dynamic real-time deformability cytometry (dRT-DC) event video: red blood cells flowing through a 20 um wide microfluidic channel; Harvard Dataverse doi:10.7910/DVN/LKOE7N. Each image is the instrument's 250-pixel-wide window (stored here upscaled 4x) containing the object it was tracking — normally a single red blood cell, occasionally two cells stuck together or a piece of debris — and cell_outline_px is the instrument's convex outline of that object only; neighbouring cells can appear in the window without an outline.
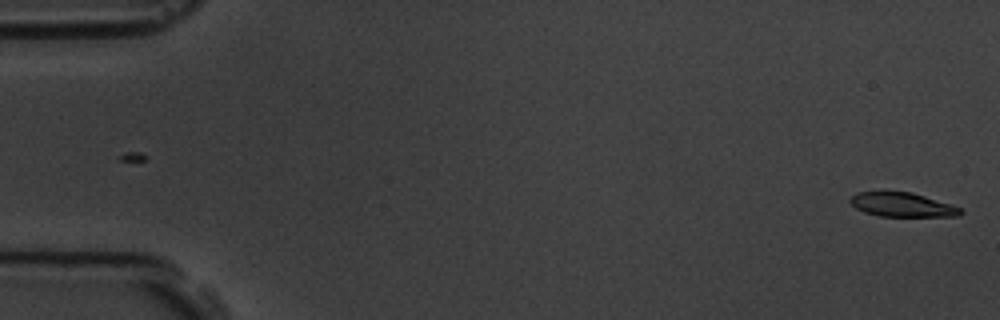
{"species": "common noctule bat (a hibernating species)", "species_latin": "Nyctalus noctula", "temperature_condition": "room temperature", "stored_images_in_passage": 57, "camera_frame_rate_fps": 3000, "um_per_image_px": 0.085, "animal": {"sex": "male", "body_mass_g": 19.5, "forearm_length_mm": 54.6}, "frame": {"image": 1, "passage_image": 1, "time_ms": 0.0, "image_size_px": [1000, 320], "cell_outline_px": [[964, 212], [960, 216], [880, 216], [864, 212], [856, 208], [848, 200], [856, 192], [884, 188], [912, 192], [952, 204], [960, 208]], "centroid_in_image_um": [76.63, 17.34], "position_along_channel_um": 8.4, "area_um2": 16.3}}
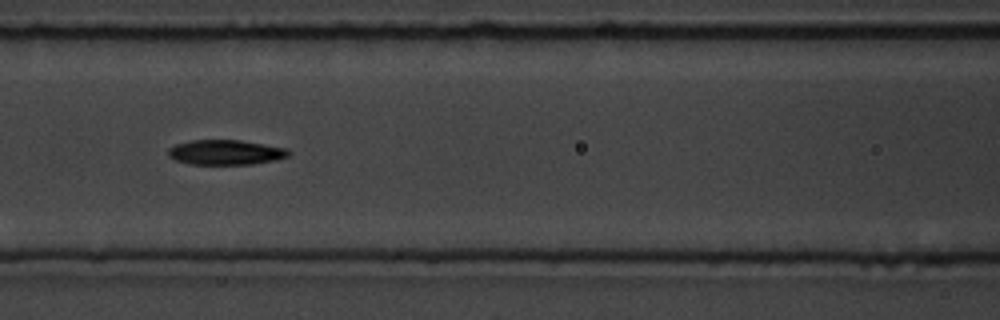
{"frame": {"image": 2, "passage_image": 25, "time_ms": 8.0, "image_size_px": [1000, 320], "cell_outline_px": [[292, 152], [288, 156], [276, 160], [252, 164], [188, 164], [176, 160], [168, 156], [168, 148], [176, 144], [192, 140], [240, 140], [288, 148]], "centroid_in_image_um": [19.2, 12.95], "position_along_channel_um": 147.4, "area_um2": 17.57}}
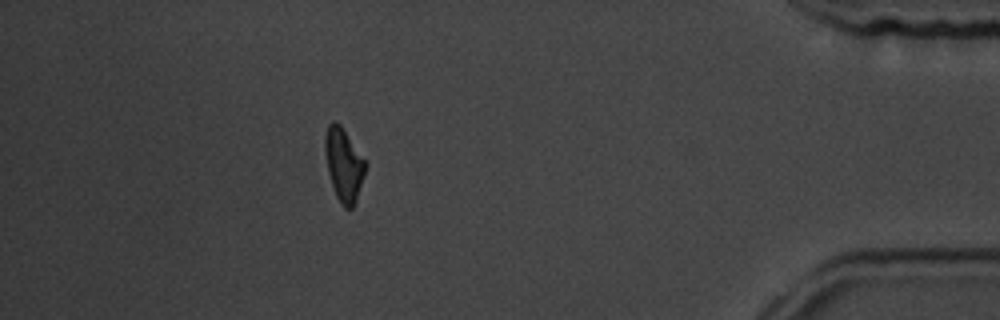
{"frame": {"image": 3, "passage_image": 51, "time_ms": 16.667, "image_size_px": [1000, 320], "cell_outline_px": [[364, 176], [356, 200], [352, 208], [344, 208], [340, 204], [336, 196], [328, 172], [324, 148], [324, 136], [328, 124], [332, 120], [340, 124], [364, 160]], "centroid_in_image_um": [29.18, 13.99], "position_along_channel_um": 406.0, "area_um2": 16.82}, "authors_computed_cell_mechanics": {"area_um2": 17.3978, "velocity_mm_per_s": 3.5581, "shape_relaxation_time_tau1_ms": 4.5845, "shape_relaxation_time_tau2_ms": 4.5774, "deformation_change_tau1": 0.156, "deformation_change_tau2": 0.1028}}